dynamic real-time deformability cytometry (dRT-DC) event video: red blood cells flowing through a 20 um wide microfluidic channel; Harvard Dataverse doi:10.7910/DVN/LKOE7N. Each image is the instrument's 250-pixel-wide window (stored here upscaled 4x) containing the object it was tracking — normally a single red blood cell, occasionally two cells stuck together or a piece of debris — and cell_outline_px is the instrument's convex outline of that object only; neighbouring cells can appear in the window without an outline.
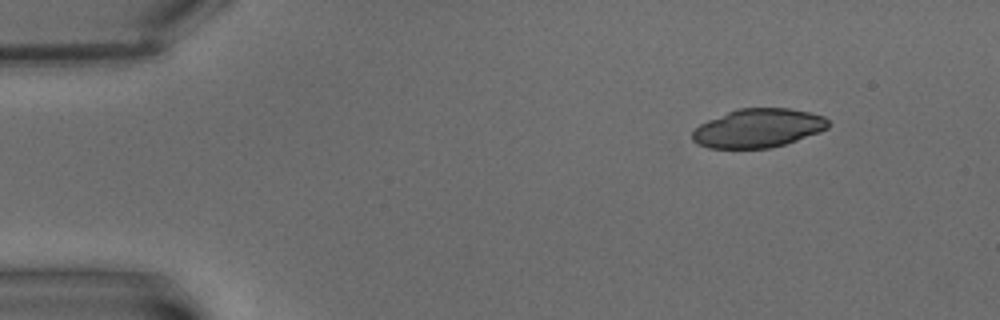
{"species": "common noctule bat (a hibernating species)", "species_latin": "Nyctalus noctula", "temperature_condition": "warm", "stored_images_in_passage": 7, "segment_of_instrument_passage": [2, 2], "camera_frame_rate_fps": 3000, "um_per_image_px": 0.085, "animal": {"sex": "male", "body_mass_g": 15.6}, "frame": {"image": 1, "passage_image": 7, "time_ms": 8.667, "image_size_px": [1000, 320], "cell_outline_px": [[828, 128], [820, 132], [772, 148], [708, 148], [696, 144], [692, 140], [692, 132], [700, 124], [708, 120], [728, 112], [740, 108], [788, 108], [808, 112], [824, 116], [828, 120]], "centroid_in_image_um": [64.43, 10.9], "position_along_channel_um": 20.6, "area_um2": 30.58}}